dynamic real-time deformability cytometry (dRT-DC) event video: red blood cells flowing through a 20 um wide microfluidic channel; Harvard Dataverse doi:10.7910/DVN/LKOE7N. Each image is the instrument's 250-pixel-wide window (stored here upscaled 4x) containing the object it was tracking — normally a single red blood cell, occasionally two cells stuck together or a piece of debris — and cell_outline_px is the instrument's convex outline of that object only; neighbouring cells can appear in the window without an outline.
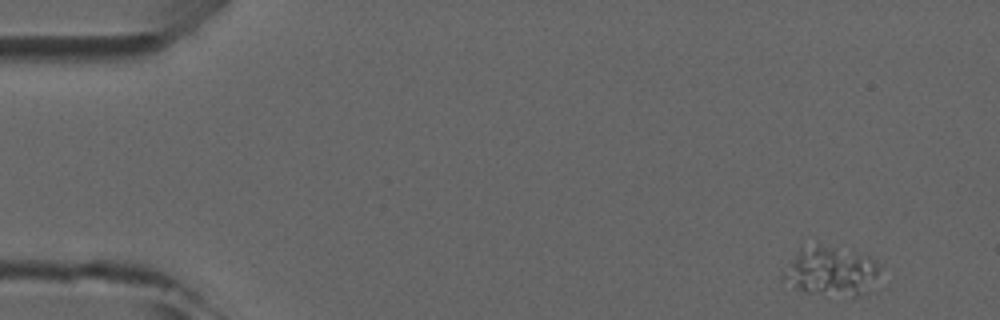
{"species": "common noctule bat (a hibernating species)", "species_latin": "Nyctalus noctula", "temperature_condition": "room temperature", "stored_images_in_passage": 4, "camera_frame_rate_fps": 3000, "um_per_image_px": 0.085, "animal": {"sex": "male", "forearm_length_mm": 52.5}, "frame": {"image": 1, "passage_image": 1, "time_ms": 0.0, "image_size_px": [1000, 320], "cell_outline_px": [[876, 276], [860, 296], [856, 296], [804, 292], [780, 280], [780, 276], [800, 248], [816, 244], [820, 244], [872, 256], [876, 264]], "centroid_in_image_um": [70.54, 23.03], "position_along_channel_um": 14.5, "area_um2": 26.88}}
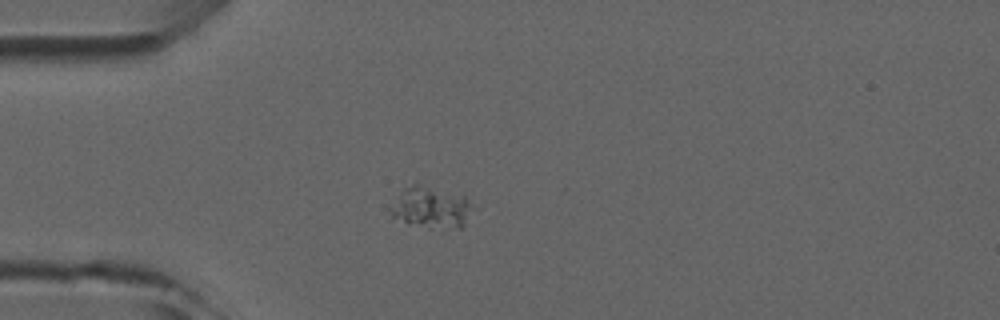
{"frame": {"image": 2, "passage_image": 4, "time_ms": 3.333, "image_size_px": [1000, 320], "cell_outline_px": [[472, 204], [464, 224], [460, 228], [408, 224], [392, 216], [388, 208], [404, 188], [416, 184], [464, 196]], "centroid_in_image_um": [36.58, 17.62], "position_along_channel_um": 48.4, "area_um2": 18.9}}